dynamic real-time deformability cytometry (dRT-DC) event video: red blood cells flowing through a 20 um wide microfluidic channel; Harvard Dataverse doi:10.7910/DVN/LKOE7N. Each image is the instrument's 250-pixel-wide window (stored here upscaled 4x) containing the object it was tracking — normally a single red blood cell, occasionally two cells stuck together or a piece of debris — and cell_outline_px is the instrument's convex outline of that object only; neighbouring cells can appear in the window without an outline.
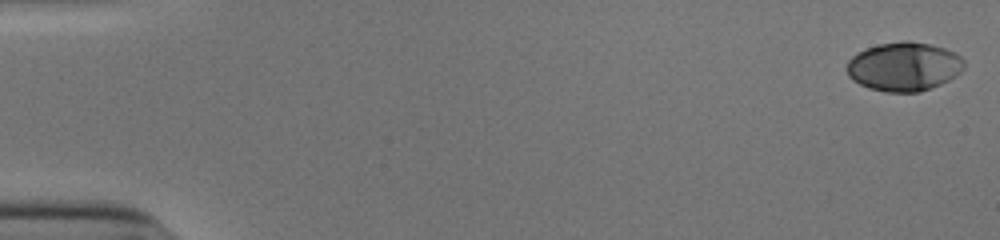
{"species": "human", "species_latin": "Homo sapiens", "temperature_condition": "cold", "stored_images_in_passage": 53, "camera_frame_rate_fps": 3000, "um_per_image_px": 0.085, "donor": {"sex": "male"}, "frame": {"image": 1, "passage_image": 1, "time_ms": 0.0, "image_size_px": [1000, 240], "cell_outline_px": [[964, 68], [956, 76], [940, 84], [920, 92], [884, 92], [868, 88], [852, 80], [848, 76], [844, 68], [848, 60], [856, 52], [880, 44], [904, 40], [908, 40], [928, 44], [944, 48], [956, 52], [964, 60]], "centroid_in_image_um": [76.81, 5.66], "position_along_channel_um": 8.2, "area_um2": 33.7}}
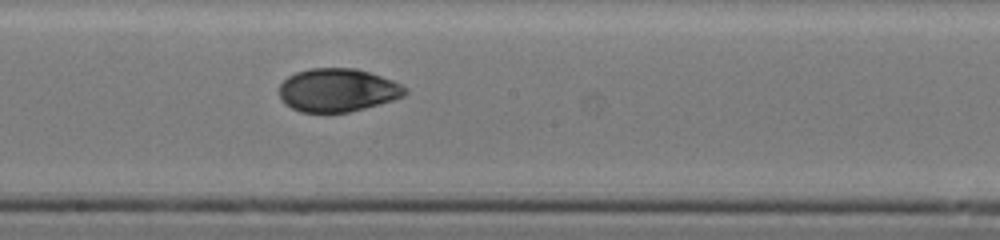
{"frame": {"image": 2, "passage_image": 30, "time_ms": 9.667, "image_size_px": [1000, 240], "cell_outline_px": [[408, 92], [404, 96], [380, 104], [348, 112], [300, 112], [284, 104], [280, 100], [280, 84], [288, 76], [296, 72], [308, 68], [356, 68], [392, 80], [408, 88]], "centroid_in_image_um": [28.68, 7.66], "position_along_channel_um": 219.5, "area_um2": 31.79}}
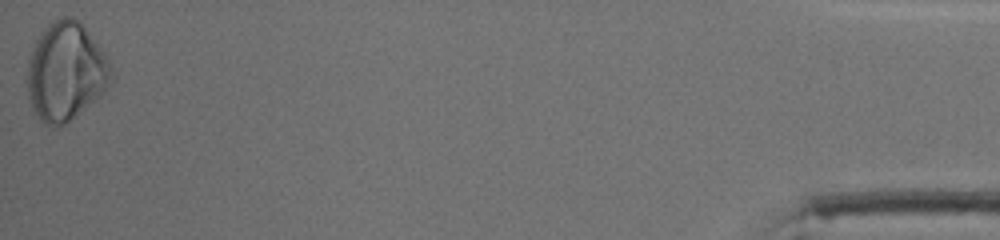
{"frame": {"image": 3, "passage_image": 53, "time_ms": 17.333, "image_size_px": [1000, 240], "cell_outline_px": [[116, 76], [100, 96], [64, 124], [56, 128], [44, 124], [40, 120], [32, 108], [28, 96], [28, 60], [32, 48], [36, 40], [52, 20], [64, 16], [72, 16], [84, 28], [104, 52]], "centroid_in_image_um": [5.6, 6.11], "position_along_channel_um": 429.6, "area_um2": 47.8}, "authors_computed_cell_mechanics": {"area_um2": 32.4836, "velocity_mm_per_s": 3.9147, "shape_relaxation_time_tau1_ms": 4.2737, "shape_relaxation_time_tau2_ms": 2.3115, "deformation_change_tau1": 0.1536, "deformation_change_tau2": 0.0516}}